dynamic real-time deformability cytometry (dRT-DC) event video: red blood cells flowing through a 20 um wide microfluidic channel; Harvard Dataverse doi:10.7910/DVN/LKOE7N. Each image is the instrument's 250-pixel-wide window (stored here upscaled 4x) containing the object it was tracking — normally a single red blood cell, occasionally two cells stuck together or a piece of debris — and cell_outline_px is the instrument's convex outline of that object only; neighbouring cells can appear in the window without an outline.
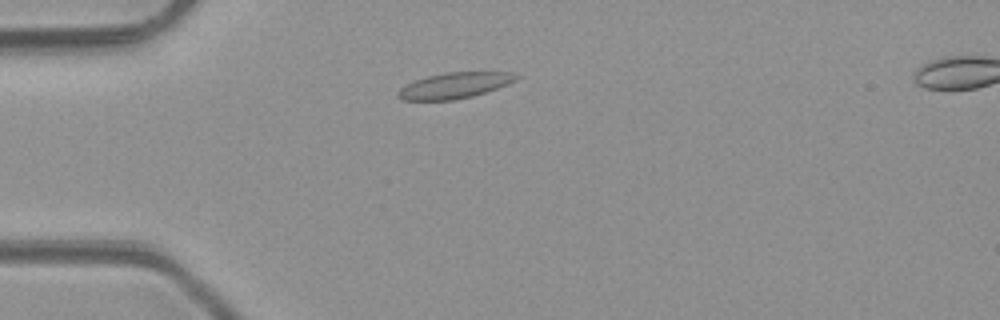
{"species": "common noctule bat (a hibernating species)", "species_latin": "Nyctalus noctula", "temperature_condition": "room temperature", "stored_images_in_passage": 4, "camera_frame_rate_fps": 3000, "um_per_image_px": 0.085, "animal": {"sex": "male", "body_mass_g": 23.1, "forearm_length_mm": 52.7}, "frame": {"image": 1, "passage_image": 3, "time_ms": 2.333, "image_size_px": [1000, 320], "cell_outline_px": [[520, 76], [516, 80], [508, 84], [472, 96], [456, 100], [400, 100], [396, 96], [396, 92], [400, 88], [416, 80], [428, 76], [444, 72], [512, 72]], "centroid_in_image_um": [38.61, 7.27], "position_along_channel_um": 46.4, "area_um2": 17.74}}